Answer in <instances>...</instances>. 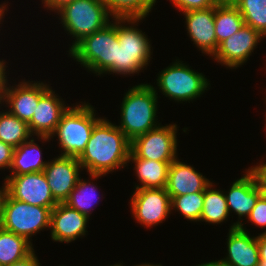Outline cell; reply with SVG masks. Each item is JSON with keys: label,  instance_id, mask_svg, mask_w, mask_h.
<instances>
[{"label": "cell", "instance_id": "603a6c76", "mask_svg": "<svg viewBox=\"0 0 266 266\" xmlns=\"http://www.w3.org/2000/svg\"><path fill=\"white\" fill-rule=\"evenodd\" d=\"M88 175L90 176L89 178H91V180L89 181L88 179L86 180L80 177L75 188L71 191L68 199L64 203L70 208L76 209L81 214L86 215L90 219L92 214L91 212H93V207L95 204H99L98 200L99 198H102L100 197V194H97L98 186L97 184L94 185L95 183H93V181H97V179L105 176V174ZM97 196H99V198Z\"/></svg>", "mask_w": 266, "mask_h": 266}, {"label": "cell", "instance_id": "e0dca14e", "mask_svg": "<svg viewBox=\"0 0 266 266\" xmlns=\"http://www.w3.org/2000/svg\"><path fill=\"white\" fill-rule=\"evenodd\" d=\"M89 218L65 203H58L51 210L50 235L53 242L71 243L88 233Z\"/></svg>", "mask_w": 266, "mask_h": 266}, {"label": "cell", "instance_id": "277c9868", "mask_svg": "<svg viewBox=\"0 0 266 266\" xmlns=\"http://www.w3.org/2000/svg\"><path fill=\"white\" fill-rule=\"evenodd\" d=\"M143 20L144 18H117V75H139L150 63L153 52L151 40L137 27Z\"/></svg>", "mask_w": 266, "mask_h": 266}, {"label": "cell", "instance_id": "4dcf8cb0", "mask_svg": "<svg viewBox=\"0 0 266 266\" xmlns=\"http://www.w3.org/2000/svg\"><path fill=\"white\" fill-rule=\"evenodd\" d=\"M251 225L254 224L256 227L265 228L266 227V194L263 193L257 200L254 208L247 217ZM266 234V230L262 232Z\"/></svg>", "mask_w": 266, "mask_h": 266}, {"label": "cell", "instance_id": "8fae6325", "mask_svg": "<svg viewBox=\"0 0 266 266\" xmlns=\"http://www.w3.org/2000/svg\"><path fill=\"white\" fill-rule=\"evenodd\" d=\"M8 78L5 82L0 104H6L8 111L29 123L38 105L39 99L52 87L42 81L21 80L18 85H10ZM9 86V87H8Z\"/></svg>", "mask_w": 266, "mask_h": 266}, {"label": "cell", "instance_id": "ac0fdd59", "mask_svg": "<svg viewBox=\"0 0 266 266\" xmlns=\"http://www.w3.org/2000/svg\"><path fill=\"white\" fill-rule=\"evenodd\" d=\"M244 222L237 227L231 223L227 240V255L221 260L230 266H258L260 262L256 237L248 233Z\"/></svg>", "mask_w": 266, "mask_h": 266}, {"label": "cell", "instance_id": "7c38bea8", "mask_svg": "<svg viewBox=\"0 0 266 266\" xmlns=\"http://www.w3.org/2000/svg\"><path fill=\"white\" fill-rule=\"evenodd\" d=\"M7 194L31 205L48 207L51 210L58 204L53 198L44 172L21 175H7Z\"/></svg>", "mask_w": 266, "mask_h": 266}, {"label": "cell", "instance_id": "b9f144b4", "mask_svg": "<svg viewBox=\"0 0 266 266\" xmlns=\"http://www.w3.org/2000/svg\"><path fill=\"white\" fill-rule=\"evenodd\" d=\"M116 266H123V264L122 263H116ZM135 266H162V264H151V263H143V264H137V265H135Z\"/></svg>", "mask_w": 266, "mask_h": 266}, {"label": "cell", "instance_id": "d6a6232c", "mask_svg": "<svg viewBox=\"0 0 266 266\" xmlns=\"http://www.w3.org/2000/svg\"><path fill=\"white\" fill-rule=\"evenodd\" d=\"M14 149L0 140V170H10L13 160Z\"/></svg>", "mask_w": 266, "mask_h": 266}, {"label": "cell", "instance_id": "cb8c5ba5", "mask_svg": "<svg viewBox=\"0 0 266 266\" xmlns=\"http://www.w3.org/2000/svg\"><path fill=\"white\" fill-rule=\"evenodd\" d=\"M244 19L230 0H220L215 5V35L217 49L219 44L232 34L238 32L244 25Z\"/></svg>", "mask_w": 266, "mask_h": 266}, {"label": "cell", "instance_id": "ab89813d", "mask_svg": "<svg viewBox=\"0 0 266 266\" xmlns=\"http://www.w3.org/2000/svg\"><path fill=\"white\" fill-rule=\"evenodd\" d=\"M195 266H230L227 263L223 262L221 259L220 260H213L211 262H206V263H201Z\"/></svg>", "mask_w": 266, "mask_h": 266}, {"label": "cell", "instance_id": "7bdbcfd3", "mask_svg": "<svg viewBox=\"0 0 266 266\" xmlns=\"http://www.w3.org/2000/svg\"><path fill=\"white\" fill-rule=\"evenodd\" d=\"M265 100H266V98H265ZM266 112V111H265ZM265 122H266V113H265ZM265 129H266V123H265Z\"/></svg>", "mask_w": 266, "mask_h": 266}, {"label": "cell", "instance_id": "9c48e42d", "mask_svg": "<svg viewBox=\"0 0 266 266\" xmlns=\"http://www.w3.org/2000/svg\"><path fill=\"white\" fill-rule=\"evenodd\" d=\"M166 125V126H165ZM149 130L131 141L129 157H139L160 162L178 158L177 124H165Z\"/></svg>", "mask_w": 266, "mask_h": 266}, {"label": "cell", "instance_id": "484cf974", "mask_svg": "<svg viewBox=\"0 0 266 266\" xmlns=\"http://www.w3.org/2000/svg\"><path fill=\"white\" fill-rule=\"evenodd\" d=\"M213 182L204 191L203 210L199 222L216 225L227 221L230 214L223 190L214 189L216 184Z\"/></svg>", "mask_w": 266, "mask_h": 266}, {"label": "cell", "instance_id": "f1b7e54d", "mask_svg": "<svg viewBox=\"0 0 266 266\" xmlns=\"http://www.w3.org/2000/svg\"><path fill=\"white\" fill-rule=\"evenodd\" d=\"M244 23L266 37V0H230Z\"/></svg>", "mask_w": 266, "mask_h": 266}, {"label": "cell", "instance_id": "44dd1931", "mask_svg": "<svg viewBox=\"0 0 266 266\" xmlns=\"http://www.w3.org/2000/svg\"><path fill=\"white\" fill-rule=\"evenodd\" d=\"M128 164L134 163V172L138 178L134 189L166 188L169 165L172 162H160L139 157H129Z\"/></svg>", "mask_w": 266, "mask_h": 266}, {"label": "cell", "instance_id": "9a60e30c", "mask_svg": "<svg viewBox=\"0 0 266 266\" xmlns=\"http://www.w3.org/2000/svg\"><path fill=\"white\" fill-rule=\"evenodd\" d=\"M50 160L43 172L53 198L58 203H64L75 188L83 169L77 157L59 155Z\"/></svg>", "mask_w": 266, "mask_h": 266}, {"label": "cell", "instance_id": "d6986e66", "mask_svg": "<svg viewBox=\"0 0 266 266\" xmlns=\"http://www.w3.org/2000/svg\"><path fill=\"white\" fill-rule=\"evenodd\" d=\"M187 33L191 41L205 55L213 58L217 51L215 35V6L203 10H191L182 13Z\"/></svg>", "mask_w": 266, "mask_h": 266}, {"label": "cell", "instance_id": "d590c367", "mask_svg": "<svg viewBox=\"0 0 266 266\" xmlns=\"http://www.w3.org/2000/svg\"><path fill=\"white\" fill-rule=\"evenodd\" d=\"M37 255L35 254V250L26 258L17 261L8 266H41Z\"/></svg>", "mask_w": 266, "mask_h": 266}, {"label": "cell", "instance_id": "8992f818", "mask_svg": "<svg viewBox=\"0 0 266 266\" xmlns=\"http://www.w3.org/2000/svg\"><path fill=\"white\" fill-rule=\"evenodd\" d=\"M55 13H58L64 31L74 39L67 52L84 37L101 30L113 19L101 0H73Z\"/></svg>", "mask_w": 266, "mask_h": 266}, {"label": "cell", "instance_id": "6da1fadb", "mask_svg": "<svg viewBox=\"0 0 266 266\" xmlns=\"http://www.w3.org/2000/svg\"><path fill=\"white\" fill-rule=\"evenodd\" d=\"M131 141L109 119L102 117L94 126L85 150L78 157L87 174H105L128 166Z\"/></svg>", "mask_w": 266, "mask_h": 266}, {"label": "cell", "instance_id": "3957f363", "mask_svg": "<svg viewBox=\"0 0 266 266\" xmlns=\"http://www.w3.org/2000/svg\"><path fill=\"white\" fill-rule=\"evenodd\" d=\"M117 18L101 30L84 37L69 52V57L96 76L116 74Z\"/></svg>", "mask_w": 266, "mask_h": 266}, {"label": "cell", "instance_id": "4fadbf2b", "mask_svg": "<svg viewBox=\"0 0 266 266\" xmlns=\"http://www.w3.org/2000/svg\"><path fill=\"white\" fill-rule=\"evenodd\" d=\"M262 39L264 37L258 31L244 24L238 32L219 44L212 59L226 68L238 69L247 62Z\"/></svg>", "mask_w": 266, "mask_h": 266}, {"label": "cell", "instance_id": "8d00e7d4", "mask_svg": "<svg viewBox=\"0 0 266 266\" xmlns=\"http://www.w3.org/2000/svg\"><path fill=\"white\" fill-rule=\"evenodd\" d=\"M72 1L73 0H41L43 6L47 8V10H50V12H56L62 6Z\"/></svg>", "mask_w": 266, "mask_h": 266}, {"label": "cell", "instance_id": "52a82bcc", "mask_svg": "<svg viewBox=\"0 0 266 266\" xmlns=\"http://www.w3.org/2000/svg\"><path fill=\"white\" fill-rule=\"evenodd\" d=\"M156 81L159 91L178 103H190L210 89L209 79L203 73L193 70L179 59L159 71Z\"/></svg>", "mask_w": 266, "mask_h": 266}, {"label": "cell", "instance_id": "5bb4252c", "mask_svg": "<svg viewBox=\"0 0 266 266\" xmlns=\"http://www.w3.org/2000/svg\"><path fill=\"white\" fill-rule=\"evenodd\" d=\"M245 174L234 180L229 190L224 192L229 214L234 212L239 219L235 225L239 227L243 218L249 216L258 198L264 193L256 173L249 167Z\"/></svg>", "mask_w": 266, "mask_h": 266}, {"label": "cell", "instance_id": "836d02e7", "mask_svg": "<svg viewBox=\"0 0 266 266\" xmlns=\"http://www.w3.org/2000/svg\"><path fill=\"white\" fill-rule=\"evenodd\" d=\"M250 168L256 173L263 192L266 194V162L260 161L259 164L257 163Z\"/></svg>", "mask_w": 266, "mask_h": 266}, {"label": "cell", "instance_id": "f35d334b", "mask_svg": "<svg viewBox=\"0 0 266 266\" xmlns=\"http://www.w3.org/2000/svg\"><path fill=\"white\" fill-rule=\"evenodd\" d=\"M6 196H7V182H6V178H4V184L0 187V224L2 221L3 205H4Z\"/></svg>", "mask_w": 266, "mask_h": 266}, {"label": "cell", "instance_id": "5b68a950", "mask_svg": "<svg viewBox=\"0 0 266 266\" xmlns=\"http://www.w3.org/2000/svg\"><path fill=\"white\" fill-rule=\"evenodd\" d=\"M95 108L86 102L70 106L61 116L55 132L50 138L57 137L61 156L79 157L85 150L95 124L101 119ZM97 115V117H96Z\"/></svg>", "mask_w": 266, "mask_h": 266}, {"label": "cell", "instance_id": "e575fe53", "mask_svg": "<svg viewBox=\"0 0 266 266\" xmlns=\"http://www.w3.org/2000/svg\"><path fill=\"white\" fill-rule=\"evenodd\" d=\"M257 244L260 256V262L258 266H266V234L260 233L257 236Z\"/></svg>", "mask_w": 266, "mask_h": 266}, {"label": "cell", "instance_id": "4316f807", "mask_svg": "<svg viewBox=\"0 0 266 266\" xmlns=\"http://www.w3.org/2000/svg\"><path fill=\"white\" fill-rule=\"evenodd\" d=\"M32 136L27 122L11 114L7 109L0 111V140L2 142L17 148Z\"/></svg>", "mask_w": 266, "mask_h": 266}, {"label": "cell", "instance_id": "83f0119b", "mask_svg": "<svg viewBox=\"0 0 266 266\" xmlns=\"http://www.w3.org/2000/svg\"><path fill=\"white\" fill-rule=\"evenodd\" d=\"M113 18H146L157 0H101Z\"/></svg>", "mask_w": 266, "mask_h": 266}, {"label": "cell", "instance_id": "30bf717a", "mask_svg": "<svg viewBox=\"0 0 266 266\" xmlns=\"http://www.w3.org/2000/svg\"><path fill=\"white\" fill-rule=\"evenodd\" d=\"M130 208L137 223L152 228L165 222L171 211V198L165 188L135 189Z\"/></svg>", "mask_w": 266, "mask_h": 266}, {"label": "cell", "instance_id": "1f68e13d", "mask_svg": "<svg viewBox=\"0 0 266 266\" xmlns=\"http://www.w3.org/2000/svg\"><path fill=\"white\" fill-rule=\"evenodd\" d=\"M179 12L203 10L215 6L220 0H169Z\"/></svg>", "mask_w": 266, "mask_h": 266}, {"label": "cell", "instance_id": "7a4b0ae2", "mask_svg": "<svg viewBox=\"0 0 266 266\" xmlns=\"http://www.w3.org/2000/svg\"><path fill=\"white\" fill-rule=\"evenodd\" d=\"M157 89L150 83H140L124 93L120 104L121 119L116 126L130 141L161 124L157 118Z\"/></svg>", "mask_w": 266, "mask_h": 266}, {"label": "cell", "instance_id": "2e32d148", "mask_svg": "<svg viewBox=\"0 0 266 266\" xmlns=\"http://www.w3.org/2000/svg\"><path fill=\"white\" fill-rule=\"evenodd\" d=\"M53 90L51 87L39 99L32 119L28 123L31 134L37 136L36 139H40L39 141H42V143L51 141L50 136L55 132L61 116L70 107Z\"/></svg>", "mask_w": 266, "mask_h": 266}, {"label": "cell", "instance_id": "ffe728a7", "mask_svg": "<svg viewBox=\"0 0 266 266\" xmlns=\"http://www.w3.org/2000/svg\"><path fill=\"white\" fill-rule=\"evenodd\" d=\"M201 172L195 170L190 164L181 162L179 158L169 165L166 191L170 198L194 192L205 191L211 184Z\"/></svg>", "mask_w": 266, "mask_h": 266}, {"label": "cell", "instance_id": "7402d4cb", "mask_svg": "<svg viewBox=\"0 0 266 266\" xmlns=\"http://www.w3.org/2000/svg\"><path fill=\"white\" fill-rule=\"evenodd\" d=\"M32 136L29 140L14 149L10 175H21L42 172L48 161L42 159V148L35 142Z\"/></svg>", "mask_w": 266, "mask_h": 266}, {"label": "cell", "instance_id": "60d3db41", "mask_svg": "<svg viewBox=\"0 0 266 266\" xmlns=\"http://www.w3.org/2000/svg\"><path fill=\"white\" fill-rule=\"evenodd\" d=\"M7 8H8V5L5 2L0 4V24L2 23L1 21L3 20L5 13L8 12Z\"/></svg>", "mask_w": 266, "mask_h": 266}, {"label": "cell", "instance_id": "ba28073f", "mask_svg": "<svg viewBox=\"0 0 266 266\" xmlns=\"http://www.w3.org/2000/svg\"><path fill=\"white\" fill-rule=\"evenodd\" d=\"M51 209L31 205L11 198L8 194L3 205V216L0 226L19 236L25 237L30 243L32 236L44 229H50Z\"/></svg>", "mask_w": 266, "mask_h": 266}, {"label": "cell", "instance_id": "74e56055", "mask_svg": "<svg viewBox=\"0 0 266 266\" xmlns=\"http://www.w3.org/2000/svg\"><path fill=\"white\" fill-rule=\"evenodd\" d=\"M7 62L3 59L0 60V102H1V99H2V95H3V89H4V85H5V82L7 80V73L6 72V68L8 66H6Z\"/></svg>", "mask_w": 266, "mask_h": 266}, {"label": "cell", "instance_id": "d4e9b609", "mask_svg": "<svg viewBox=\"0 0 266 266\" xmlns=\"http://www.w3.org/2000/svg\"><path fill=\"white\" fill-rule=\"evenodd\" d=\"M32 245L25 237L0 226V266H8L26 258L34 251Z\"/></svg>", "mask_w": 266, "mask_h": 266}, {"label": "cell", "instance_id": "f546056e", "mask_svg": "<svg viewBox=\"0 0 266 266\" xmlns=\"http://www.w3.org/2000/svg\"><path fill=\"white\" fill-rule=\"evenodd\" d=\"M204 191L171 198V211H178L186 220L199 222L203 210Z\"/></svg>", "mask_w": 266, "mask_h": 266}]
</instances>
